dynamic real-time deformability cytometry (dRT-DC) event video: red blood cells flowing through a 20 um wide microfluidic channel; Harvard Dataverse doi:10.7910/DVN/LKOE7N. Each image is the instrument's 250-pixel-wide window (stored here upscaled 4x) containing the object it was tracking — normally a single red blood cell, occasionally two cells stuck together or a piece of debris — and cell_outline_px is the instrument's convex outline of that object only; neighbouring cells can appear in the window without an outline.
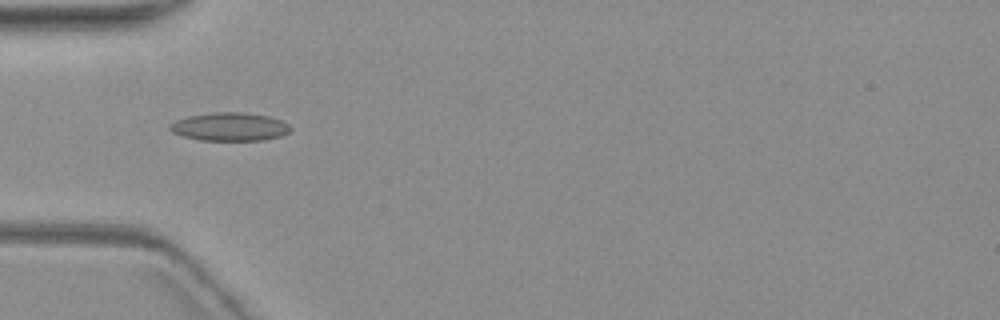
{"species": "common noctule bat (a hibernating species)", "species_latin": "Nyctalus noctula", "temperature_condition": "warm", "stored_images_in_passage": 8, "camera_frame_rate_fps": 3000, "um_per_image_px": 0.085, "animal": {"sex": "female", "body_mass_g": 19.3, "forearm_length_mm": 54.1}, "frame": {"image": 1, "passage_image": 5, "time_ms": 5.0, "image_size_px": [1000, 320], "cell_outline_px": [[292, 128], [288, 132], [280, 136], [264, 140], [200, 140], [184, 136], [172, 132], [168, 128], [168, 124], [176, 120], [188, 116], [212, 112], [244, 112], [268, 116], [280, 120], [288, 124]], "centroid_in_image_um": [19.5, 10.76], "position_along_channel_um": 65.5, "area_um2": 19.88}}
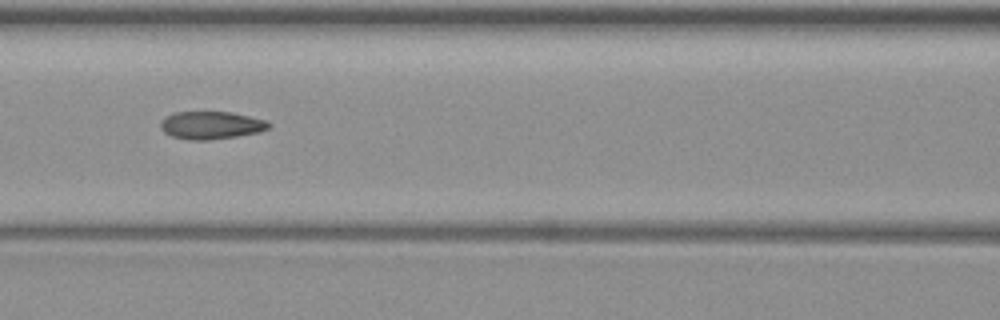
{"frame": {"image": 2, "passage_image": 7, "time_ms": 7.333, "image_size_px": [1000, 320], "cell_outline_px": [[272, 124], [268, 128], [260, 132], [236, 136], [208, 140], [188, 140], [172, 136], [164, 132], [160, 128], [160, 124], [168, 116], [176, 112], [232, 112], [264, 120]], "centroid_in_image_um": [17.95, 10.65], "position_along_channel_um": 148.6, "area_um2": 17.28}}
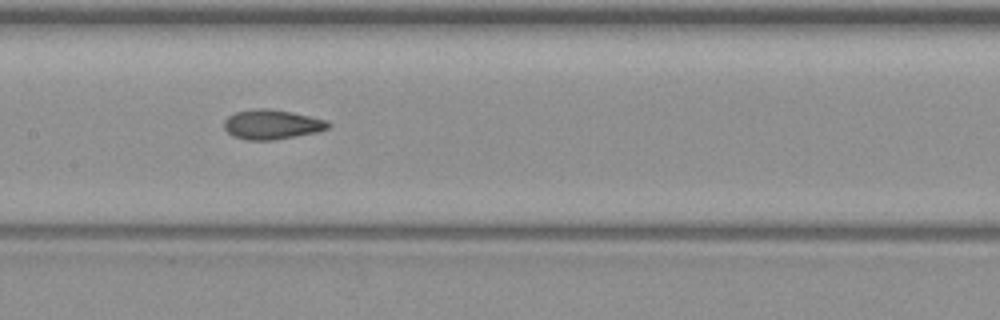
{"frame": {"image": 3, "passage_image": 8, "time_ms": 8.333, "image_size_px": [1000, 320], "cell_outline_px": [[332, 124], [328, 128], [316, 132], [296, 136], [272, 140], [248, 140], [232, 136], [224, 128], [224, 120], [228, 116], [236, 112], [256, 108], [264, 108], [292, 112], [328, 120]], "centroid_in_image_um": [23.11, 10.58], "position_along_channel_um": 184.3, "area_um2": 17.98}}